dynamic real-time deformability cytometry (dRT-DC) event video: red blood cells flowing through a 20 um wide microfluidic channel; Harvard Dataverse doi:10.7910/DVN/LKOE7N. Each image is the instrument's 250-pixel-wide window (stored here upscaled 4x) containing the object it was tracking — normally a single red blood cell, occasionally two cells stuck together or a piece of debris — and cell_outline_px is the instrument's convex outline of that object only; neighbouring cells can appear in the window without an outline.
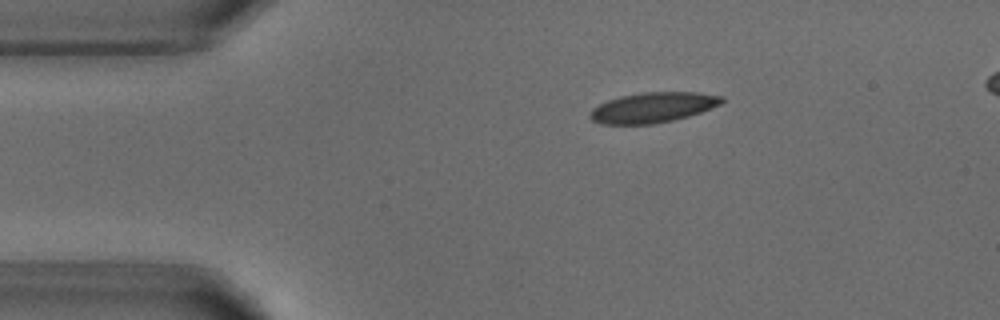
{"species": "common noctule bat (a hibernating species)", "species_latin": "Nyctalus noctula", "temperature_condition": "warm", "stored_images_in_passage": 6, "camera_frame_rate_fps": 3000, "um_per_image_px": 0.085, "animal": {"sex": "male", "body_mass_g": 18.8}, "frame": {"image": 1, "passage_image": 6, "time_ms": 5.667, "image_size_px": [1000, 320], "cell_outline_px": [[724, 100], [720, 104], [700, 112], [688, 116], [672, 120], [652, 124], [600, 124], [592, 120], [588, 116], [592, 108], [608, 100], [620, 96], [640, 92], [696, 92], [724, 96]], "centroid_in_image_um": [55.47, 9.13], "position_along_channel_um": 29.5, "area_um2": 23.18}}